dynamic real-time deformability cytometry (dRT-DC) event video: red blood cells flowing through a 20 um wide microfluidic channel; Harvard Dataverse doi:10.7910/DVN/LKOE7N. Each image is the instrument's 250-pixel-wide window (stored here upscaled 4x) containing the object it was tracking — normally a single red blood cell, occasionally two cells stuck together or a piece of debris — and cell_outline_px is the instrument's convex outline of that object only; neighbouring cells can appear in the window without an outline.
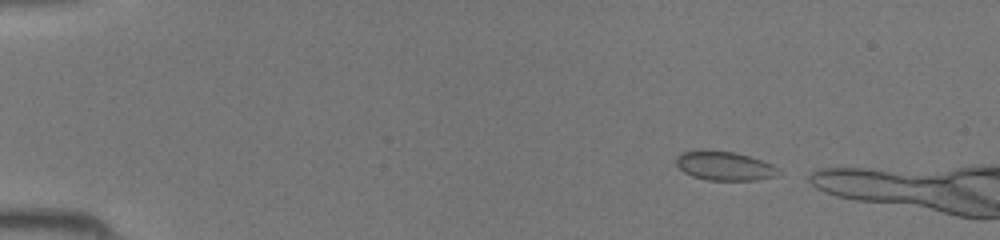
{"species": "common noctule bat (a hibernating species)", "species_latin": "Nyctalus noctula", "temperature_condition": "room temperature", "stored_images_in_passage": 10, "camera_frame_rate_fps": 3000, "um_per_image_px": 0.085, "animal": {"sex": "female", "body_mass_g": 19.5, "forearm_length_mm": 54.1}, "frame": {"image": 1, "passage_image": 2, "time_ms": 0.333, "image_size_px": [1000, 240], "cell_outline_px": [[776, 176], [756, 180], [708, 180], [692, 176], [684, 172], [676, 164], [676, 156], [684, 152], [704, 148], [736, 152], [772, 164], [776, 168]], "centroid_in_image_um": [61.51, 14.07], "position_along_channel_um": 23.5, "area_um2": 17.34}}